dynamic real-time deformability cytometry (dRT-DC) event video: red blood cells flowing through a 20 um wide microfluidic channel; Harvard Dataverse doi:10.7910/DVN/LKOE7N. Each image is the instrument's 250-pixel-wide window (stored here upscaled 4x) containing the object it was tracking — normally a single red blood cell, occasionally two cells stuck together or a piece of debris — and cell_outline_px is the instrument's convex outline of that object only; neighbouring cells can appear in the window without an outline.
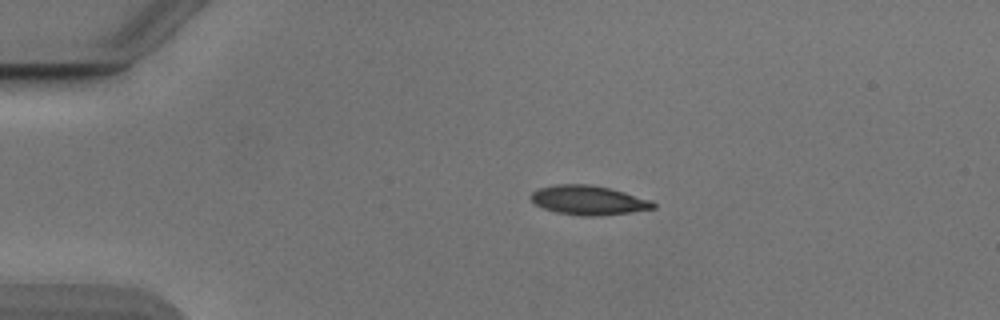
{"species": "Egyptian fruit bat (a non-hibernating species)", "species_latin": "Rousettus aegyptiacus", "temperature_condition": "cold", "stored_images_in_passage": 42, "camera_frame_rate_fps": 3000, "um_per_image_px": 0.085, "animal": {"sex": "male"}, "frame": {"image": 1, "passage_image": 1, "time_ms": 0.0, "image_size_px": [1000, 320], "cell_outline_px": [[656, 208], [632, 212], [596, 216], [580, 216], [556, 212], [544, 208], [536, 204], [528, 196], [532, 192], [540, 188], [556, 184], [588, 184], [612, 188], [652, 200], [656, 204]], "centroid_in_image_um": [50.05, 17.01], "position_along_channel_um": 35.0, "area_um2": 21.04}}
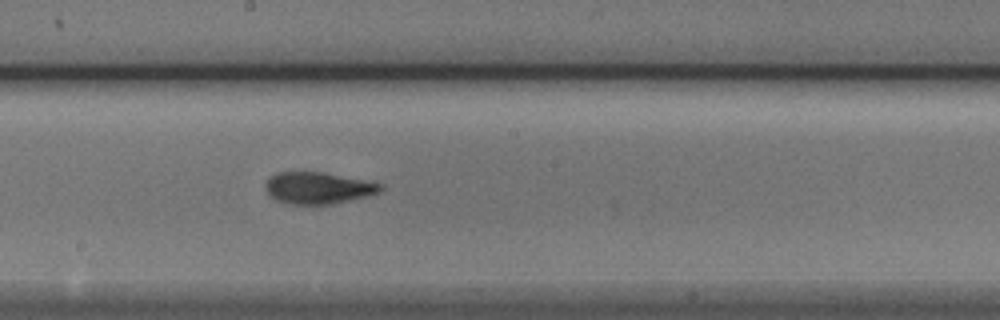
{"frame": {"image": 2, "passage_image": 19, "time_ms": 6.0, "image_size_px": [1000, 320], "cell_outline_px": [[384, 188], [380, 192], [368, 196], [332, 204], [288, 204], [276, 200], [268, 196], [264, 188], [264, 184], [276, 172], [320, 172], [384, 184]], "centroid_in_image_um": [27.01, 15.99], "position_along_channel_um": 221.2, "area_um2": 21.27}}
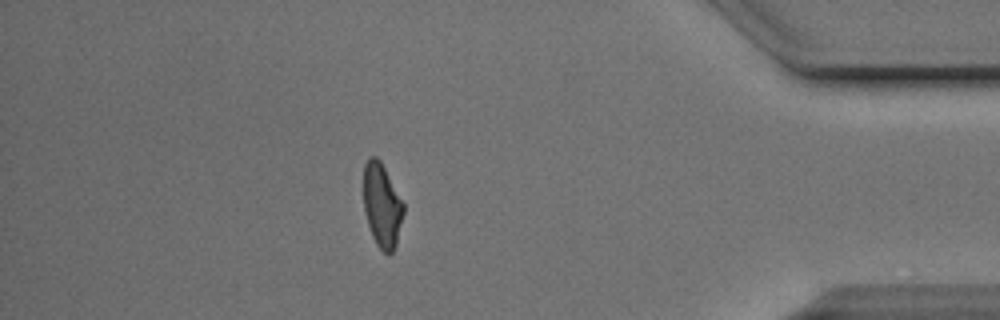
{"frame": {"image": 3, "passage_image": 36, "time_ms": 11.667, "image_size_px": [1000, 320], "cell_outline_px": [[404, 212], [396, 244], [392, 252], [388, 256], [376, 244], [372, 236], [368, 224], [364, 208], [364, 164], [368, 156], [376, 156], [380, 160], [404, 204]], "centroid_in_image_um": [32.46, 17.45], "position_along_channel_um": 402.7, "area_um2": 19.42}, "authors_computed_cell_mechanics": {"area_um2": 21.0103, "velocity_mm_per_s": 3.8986, "shape_relaxation_time_tau1_ms": 3.236, "shape_relaxation_time_tau2_ms": 1.372, "deformation_change_tau1": 0.1714, "deformation_change_tau2": 0.0949}}